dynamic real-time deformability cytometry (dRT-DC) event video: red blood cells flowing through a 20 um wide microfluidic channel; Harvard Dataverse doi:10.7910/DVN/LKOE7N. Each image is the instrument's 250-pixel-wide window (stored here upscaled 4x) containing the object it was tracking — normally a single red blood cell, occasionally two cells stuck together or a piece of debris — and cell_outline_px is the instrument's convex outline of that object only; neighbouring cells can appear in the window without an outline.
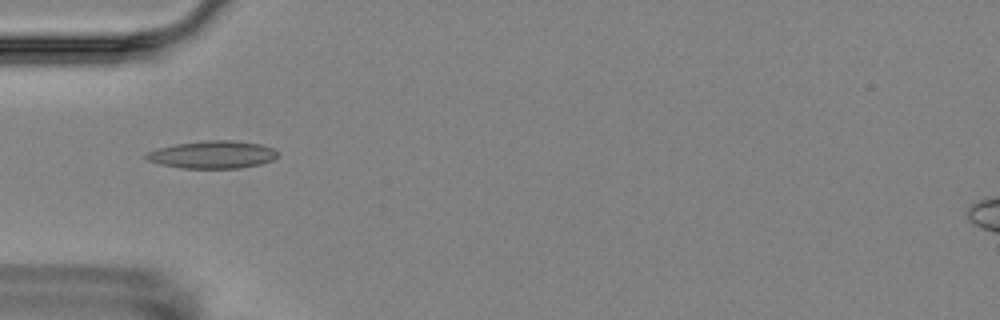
{"species": "Egyptian fruit bat (a non-hibernating species)", "species_latin": "Rousettus aegyptiacus", "temperature_condition": "room temperature", "stored_images_in_passage": 8, "camera_frame_rate_fps": 3000, "um_per_image_px": 0.085, "animal": {"sex": "female"}, "frame": {"image": 1, "passage_image": 6, "time_ms": 5.667, "image_size_px": [1000, 320], "cell_outline_px": [[276, 156], [272, 160], [260, 164], [240, 168], [180, 168], [160, 164], [148, 160], [144, 156], [148, 152], [156, 148], [176, 144], [204, 140], [232, 140], [260, 144], [272, 148], [276, 152]], "centroid_in_image_um": [18.03, 13.14], "position_along_channel_um": 67.0, "area_um2": 21.04}}
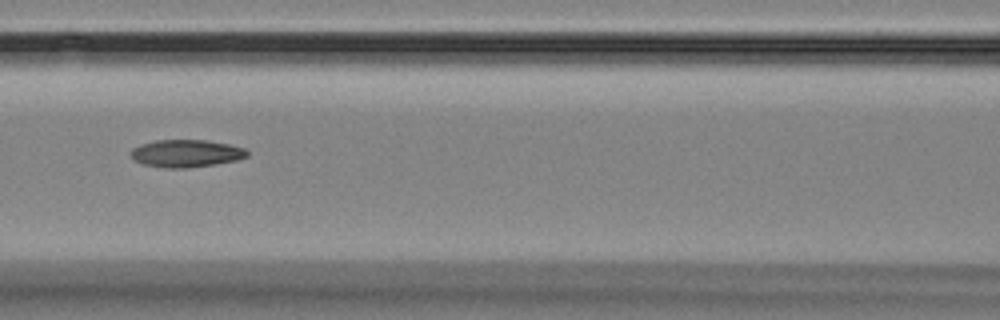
{"frame": {"image": 2, "passage_image": 8, "time_ms": 8.0, "image_size_px": [1000, 320], "cell_outline_px": [[248, 156], [236, 160], [216, 164], [188, 168], [164, 168], [144, 164], [132, 160], [132, 148], [140, 144], [156, 140], [204, 140], [228, 144], [244, 148], [248, 152]], "centroid_in_image_um": [15.81, 13.04], "position_along_channel_um": 150.8, "area_um2": 18.61}}